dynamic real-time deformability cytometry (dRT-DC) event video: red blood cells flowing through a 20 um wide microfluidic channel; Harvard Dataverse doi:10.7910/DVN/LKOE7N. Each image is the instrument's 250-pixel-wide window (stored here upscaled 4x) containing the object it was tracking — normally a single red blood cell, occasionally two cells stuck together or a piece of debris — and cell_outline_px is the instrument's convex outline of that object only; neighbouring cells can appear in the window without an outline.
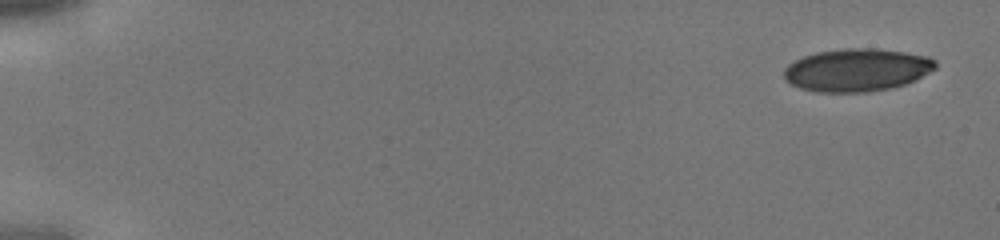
{"species": "human", "species_latin": "Homo sapiens", "temperature_condition": "cold", "stored_images_in_passage": 6, "camera_frame_rate_fps": 3000, "um_per_image_px": 0.085, "donor": {"sex": "male"}, "frame": {"image": 1, "passage_image": 1, "time_ms": 0.0, "image_size_px": [1000, 240], "cell_outline_px": [[936, 68], [904, 84], [892, 88], [868, 92], [816, 92], [800, 88], [792, 84], [784, 76], [784, 68], [788, 64], [804, 56], [816, 52], [844, 48], [876, 48], [904, 52], [928, 56], [936, 60]], "centroid_in_image_um": [72.83, 5.94], "position_along_channel_um": 12.2, "area_um2": 37.63}}
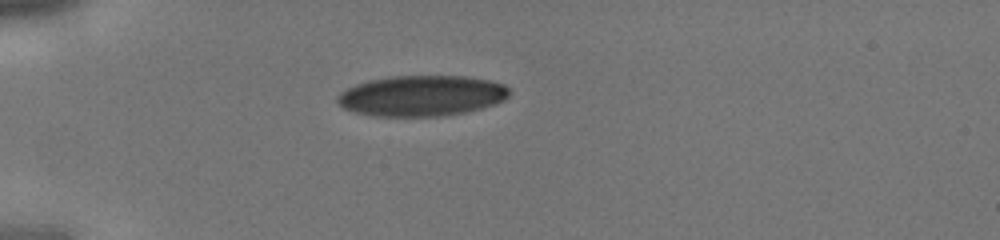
{"frame": {"image": 2, "passage_image": 5, "time_ms": 1.333, "image_size_px": [1000, 240], "cell_outline_px": [[512, 92], [504, 100], [496, 104], [464, 112], [436, 116], [376, 116], [356, 112], [344, 108], [336, 100], [336, 96], [340, 92], [356, 84], [368, 80], [392, 76], [468, 76], [492, 80], [504, 84]], "centroid_in_image_um": [35.87, 8.12], "position_along_channel_um": 49.1, "area_um2": 40.81}}